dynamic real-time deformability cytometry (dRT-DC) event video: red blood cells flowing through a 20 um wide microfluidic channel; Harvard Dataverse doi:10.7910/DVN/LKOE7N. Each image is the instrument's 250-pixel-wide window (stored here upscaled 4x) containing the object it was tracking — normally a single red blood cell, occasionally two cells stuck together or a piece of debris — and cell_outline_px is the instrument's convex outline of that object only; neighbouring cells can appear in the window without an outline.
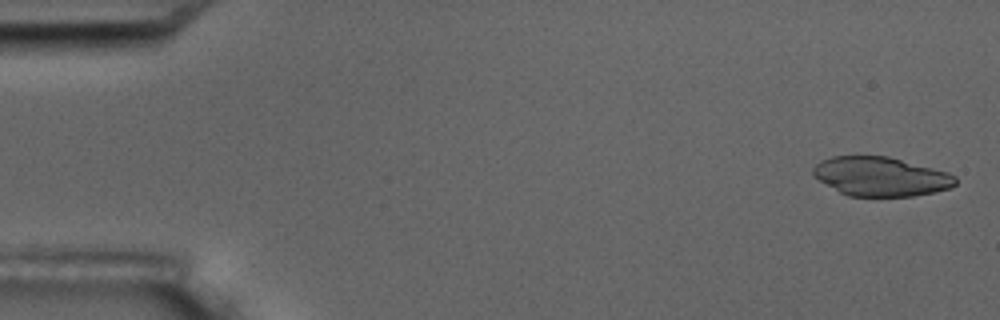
{"species": "common noctule bat (a hibernating species)", "species_latin": "Nyctalus noctula", "temperature_condition": "room temperature", "stored_images_in_passage": 3, "camera_frame_rate_fps": 3000, "um_per_image_px": 0.085, "animal": {"sex": "male", "body_mass_g": 17.5, "forearm_length_mm": 52.3}, "frame": {"image": 1, "passage_image": 1, "time_ms": 0.0, "image_size_px": [1000, 320], "cell_outline_px": [[956, 184], [948, 188], [932, 192], [912, 196], [848, 196], [840, 192], [820, 180], [812, 172], [812, 168], [820, 160], [832, 156], [888, 156], [948, 172], [956, 176]], "centroid_in_image_um": [74.86, 14.99], "position_along_channel_um": 10.1, "area_um2": 32.19}}